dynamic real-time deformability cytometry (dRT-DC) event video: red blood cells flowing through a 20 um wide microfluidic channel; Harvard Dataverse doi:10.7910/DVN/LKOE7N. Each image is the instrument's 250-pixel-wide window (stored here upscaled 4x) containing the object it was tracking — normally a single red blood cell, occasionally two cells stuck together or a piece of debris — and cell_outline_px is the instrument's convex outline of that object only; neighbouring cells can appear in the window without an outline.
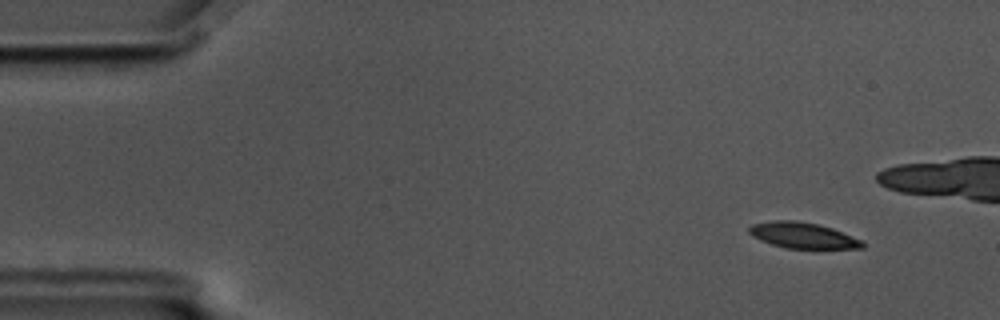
{"species": "common noctule bat (a hibernating species)", "species_latin": "Nyctalus noctula", "temperature_condition": "cold", "stored_images_in_passage": 59, "camera_frame_rate_fps": 3000, "um_per_image_px": 0.085, "animal": {"sex": "male", "body_mass_g": 17.5, "forearm_length_mm": 52.3}, "frame": {"image": 1, "passage_image": 6, "time_ms": 1.667, "image_size_px": [1000, 320], "cell_outline_px": [[864, 248], [784, 248], [760, 240], [752, 236], [748, 232], [748, 228], [752, 224], [772, 220], [796, 220], [816, 224], [832, 228], [864, 240]], "centroid_in_image_um": [68.23, 20.0], "position_along_channel_um": 16.8, "area_um2": 17.11}}
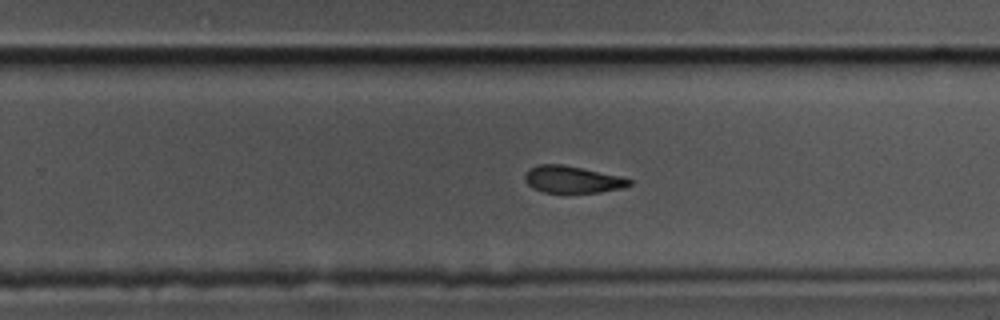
{"frame": {"image": 2, "passage_image": 37, "time_ms": 12.0, "image_size_px": [1000, 320], "cell_outline_px": [[632, 184], [624, 188], [600, 192], [544, 192], [532, 188], [524, 180], [524, 176], [528, 168], [536, 164], [560, 164], [620, 176], [632, 180]], "centroid_in_image_um": [48.62, 15.25], "position_along_channel_um": 281.2, "area_um2": 16.36}}
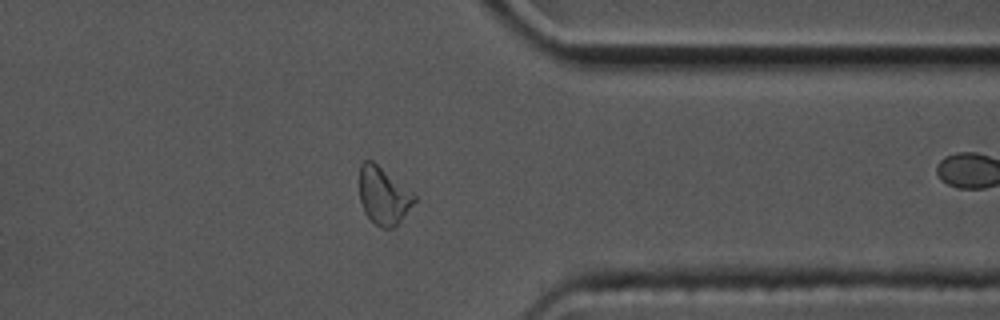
{"frame": {"image": 3, "passage_image": 46, "time_ms": 15.0, "image_size_px": [1000, 320], "cell_outline_px": [[416, 200], [396, 228], [380, 228], [364, 212], [360, 200], [360, 164], [364, 160], [372, 160], [412, 192], [416, 196]], "centroid_in_image_um": [32.6, 16.66], "position_along_channel_um": 378.8, "area_um2": 18.26}, "authors_computed_cell_mechanics": {"area_um2": 17.918, "velocity_mm_per_s": 3.4966, "shape_relaxation_time_tau1_ms": 6.7905, "shape_relaxation_time_tau2_ms": 3.7394, "deformation_change_tau1": 0.1734, "deformation_change_tau2": 0.1085}}